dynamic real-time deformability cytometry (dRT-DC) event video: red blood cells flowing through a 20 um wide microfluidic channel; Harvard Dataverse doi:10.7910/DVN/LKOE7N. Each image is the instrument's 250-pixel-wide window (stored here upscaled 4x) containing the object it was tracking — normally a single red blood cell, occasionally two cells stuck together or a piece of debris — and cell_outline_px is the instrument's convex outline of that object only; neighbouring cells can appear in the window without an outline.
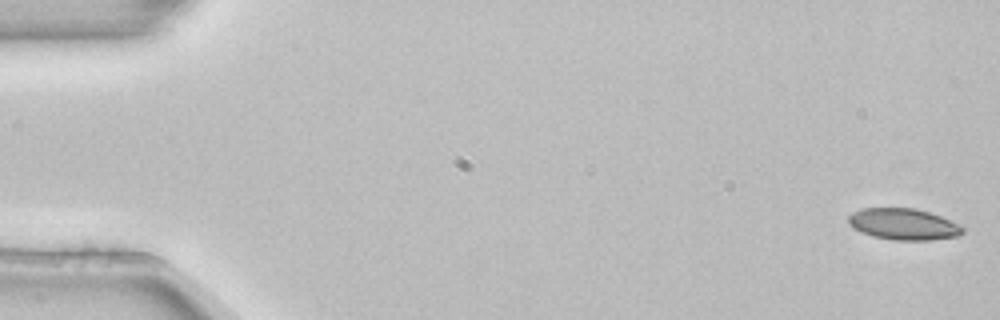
{"species": "common noctule bat (a hibernating species)", "species_latin": "Nyctalus noctula", "temperature_condition": "room temperature", "stored_images_in_passage": 5, "segment_of_instrument_passage": [1, 2], "camera_frame_rate_fps": 3000, "um_per_image_px": 0.085, "animal": {"sex": "female", "body_mass_g": 22.7, "forearm_length_mm": 54.2}, "frame": {"image": 1, "passage_image": 1, "time_ms": 0.0, "image_size_px": [1000, 320], "cell_outline_px": [[964, 232], [960, 236], [932, 240], [892, 240], [872, 236], [860, 232], [852, 228], [848, 224], [848, 216], [852, 212], [860, 208], [916, 208], [940, 216], [960, 224], [964, 228]], "centroid_in_image_um": [76.78, 19.06], "position_along_channel_um": 8.2, "area_um2": 21.21}}